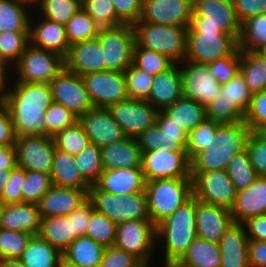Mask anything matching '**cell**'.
Wrapping results in <instances>:
<instances>
[{
  "instance_id": "2644e50d",
  "label": "cell",
  "mask_w": 266,
  "mask_h": 267,
  "mask_svg": "<svg viewBox=\"0 0 266 267\" xmlns=\"http://www.w3.org/2000/svg\"><path fill=\"white\" fill-rule=\"evenodd\" d=\"M248 257L250 267H266V241L249 240Z\"/></svg>"
},
{
  "instance_id": "979ff035",
  "label": "cell",
  "mask_w": 266,
  "mask_h": 267,
  "mask_svg": "<svg viewBox=\"0 0 266 267\" xmlns=\"http://www.w3.org/2000/svg\"><path fill=\"white\" fill-rule=\"evenodd\" d=\"M256 133L266 141V124L262 126Z\"/></svg>"
},
{
  "instance_id": "f5cc1de1",
  "label": "cell",
  "mask_w": 266,
  "mask_h": 267,
  "mask_svg": "<svg viewBox=\"0 0 266 267\" xmlns=\"http://www.w3.org/2000/svg\"><path fill=\"white\" fill-rule=\"evenodd\" d=\"M83 9L100 27L124 24L117 16L112 0H82Z\"/></svg>"
},
{
  "instance_id": "11e5206c",
  "label": "cell",
  "mask_w": 266,
  "mask_h": 267,
  "mask_svg": "<svg viewBox=\"0 0 266 267\" xmlns=\"http://www.w3.org/2000/svg\"><path fill=\"white\" fill-rule=\"evenodd\" d=\"M7 107V82L0 88V112Z\"/></svg>"
},
{
  "instance_id": "1f68e13d",
  "label": "cell",
  "mask_w": 266,
  "mask_h": 267,
  "mask_svg": "<svg viewBox=\"0 0 266 267\" xmlns=\"http://www.w3.org/2000/svg\"><path fill=\"white\" fill-rule=\"evenodd\" d=\"M52 185L76 189H90L91 185L83 178L76 166L74 156L55 149L51 169Z\"/></svg>"
},
{
  "instance_id": "8d00e7d4",
  "label": "cell",
  "mask_w": 266,
  "mask_h": 267,
  "mask_svg": "<svg viewBox=\"0 0 266 267\" xmlns=\"http://www.w3.org/2000/svg\"><path fill=\"white\" fill-rule=\"evenodd\" d=\"M240 73L252 95L266 90V57L261 52L241 51Z\"/></svg>"
},
{
  "instance_id": "2e32d148",
  "label": "cell",
  "mask_w": 266,
  "mask_h": 267,
  "mask_svg": "<svg viewBox=\"0 0 266 267\" xmlns=\"http://www.w3.org/2000/svg\"><path fill=\"white\" fill-rule=\"evenodd\" d=\"M49 85L53 101L64 105L77 117L95 108L82 77L65 67L51 80Z\"/></svg>"
},
{
  "instance_id": "7c38bea8",
  "label": "cell",
  "mask_w": 266,
  "mask_h": 267,
  "mask_svg": "<svg viewBox=\"0 0 266 267\" xmlns=\"http://www.w3.org/2000/svg\"><path fill=\"white\" fill-rule=\"evenodd\" d=\"M193 196L204 203L231 209L237 191L226 170L191 172Z\"/></svg>"
},
{
  "instance_id": "be15d7a7",
  "label": "cell",
  "mask_w": 266,
  "mask_h": 267,
  "mask_svg": "<svg viewBox=\"0 0 266 267\" xmlns=\"http://www.w3.org/2000/svg\"><path fill=\"white\" fill-rule=\"evenodd\" d=\"M99 267H145L133 254L114 245L106 247Z\"/></svg>"
},
{
  "instance_id": "681fc988",
  "label": "cell",
  "mask_w": 266,
  "mask_h": 267,
  "mask_svg": "<svg viewBox=\"0 0 266 267\" xmlns=\"http://www.w3.org/2000/svg\"><path fill=\"white\" fill-rule=\"evenodd\" d=\"M58 150L76 156L90 142L82 125L77 121L74 125L64 128L53 136Z\"/></svg>"
},
{
  "instance_id": "c3c4849f",
  "label": "cell",
  "mask_w": 266,
  "mask_h": 267,
  "mask_svg": "<svg viewBox=\"0 0 266 267\" xmlns=\"http://www.w3.org/2000/svg\"><path fill=\"white\" fill-rule=\"evenodd\" d=\"M116 231L117 224L107 216L96 210L91 213L87 224L86 236L105 247H110L114 245Z\"/></svg>"
},
{
  "instance_id": "db71d44e",
  "label": "cell",
  "mask_w": 266,
  "mask_h": 267,
  "mask_svg": "<svg viewBox=\"0 0 266 267\" xmlns=\"http://www.w3.org/2000/svg\"><path fill=\"white\" fill-rule=\"evenodd\" d=\"M218 122L205 118L195 129L188 133L186 152L190 160L210 145L211 136L220 126Z\"/></svg>"
},
{
  "instance_id": "816d5d0a",
  "label": "cell",
  "mask_w": 266,
  "mask_h": 267,
  "mask_svg": "<svg viewBox=\"0 0 266 267\" xmlns=\"http://www.w3.org/2000/svg\"><path fill=\"white\" fill-rule=\"evenodd\" d=\"M124 77L128 98L146 101L150 95L153 75L131 64L124 71Z\"/></svg>"
},
{
  "instance_id": "4fadbf2b",
  "label": "cell",
  "mask_w": 266,
  "mask_h": 267,
  "mask_svg": "<svg viewBox=\"0 0 266 267\" xmlns=\"http://www.w3.org/2000/svg\"><path fill=\"white\" fill-rule=\"evenodd\" d=\"M145 181L191 178V161L187 152L156 149L143 152L141 166Z\"/></svg>"
},
{
  "instance_id": "6f0895ef",
  "label": "cell",
  "mask_w": 266,
  "mask_h": 267,
  "mask_svg": "<svg viewBox=\"0 0 266 267\" xmlns=\"http://www.w3.org/2000/svg\"><path fill=\"white\" fill-rule=\"evenodd\" d=\"M219 93L232 103H236L245 113L250 107L253 96L240 72L221 85Z\"/></svg>"
},
{
  "instance_id": "03108f58",
  "label": "cell",
  "mask_w": 266,
  "mask_h": 267,
  "mask_svg": "<svg viewBox=\"0 0 266 267\" xmlns=\"http://www.w3.org/2000/svg\"><path fill=\"white\" fill-rule=\"evenodd\" d=\"M232 3L241 24L249 17L266 13V0H232Z\"/></svg>"
},
{
  "instance_id": "484cf974",
  "label": "cell",
  "mask_w": 266,
  "mask_h": 267,
  "mask_svg": "<svg viewBox=\"0 0 266 267\" xmlns=\"http://www.w3.org/2000/svg\"><path fill=\"white\" fill-rule=\"evenodd\" d=\"M146 181L141 168H116L103 170L94 184L100 191L123 196L145 192Z\"/></svg>"
},
{
  "instance_id": "d6986e66",
  "label": "cell",
  "mask_w": 266,
  "mask_h": 267,
  "mask_svg": "<svg viewBox=\"0 0 266 267\" xmlns=\"http://www.w3.org/2000/svg\"><path fill=\"white\" fill-rule=\"evenodd\" d=\"M17 165L29 170L51 174L55 142L51 136H24L15 142Z\"/></svg>"
},
{
  "instance_id": "003e7915",
  "label": "cell",
  "mask_w": 266,
  "mask_h": 267,
  "mask_svg": "<svg viewBox=\"0 0 266 267\" xmlns=\"http://www.w3.org/2000/svg\"><path fill=\"white\" fill-rule=\"evenodd\" d=\"M94 211L92 202L88 199L80 207L76 208L69 216L72 218L73 232H75V239L77 237L86 235L88 221L91 213Z\"/></svg>"
},
{
  "instance_id": "3957f363",
  "label": "cell",
  "mask_w": 266,
  "mask_h": 267,
  "mask_svg": "<svg viewBox=\"0 0 266 267\" xmlns=\"http://www.w3.org/2000/svg\"><path fill=\"white\" fill-rule=\"evenodd\" d=\"M156 247L162 245V261L178 262L196 234V198L192 196L156 226ZM161 240V242H160ZM161 243V244H160ZM158 244V245H157Z\"/></svg>"
},
{
  "instance_id": "680465c9",
  "label": "cell",
  "mask_w": 266,
  "mask_h": 267,
  "mask_svg": "<svg viewBox=\"0 0 266 267\" xmlns=\"http://www.w3.org/2000/svg\"><path fill=\"white\" fill-rule=\"evenodd\" d=\"M241 51L237 48L230 56L219 58L209 65L212 76L220 85L225 84L240 72Z\"/></svg>"
},
{
  "instance_id": "e7e4bbea",
  "label": "cell",
  "mask_w": 266,
  "mask_h": 267,
  "mask_svg": "<svg viewBox=\"0 0 266 267\" xmlns=\"http://www.w3.org/2000/svg\"><path fill=\"white\" fill-rule=\"evenodd\" d=\"M116 16L124 23L134 25L142 13L143 0H112Z\"/></svg>"
},
{
  "instance_id": "a7ac6f4b",
  "label": "cell",
  "mask_w": 266,
  "mask_h": 267,
  "mask_svg": "<svg viewBox=\"0 0 266 267\" xmlns=\"http://www.w3.org/2000/svg\"><path fill=\"white\" fill-rule=\"evenodd\" d=\"M242 224L248 240L266 241V214L248 218Z\"/></svg>"
},
{
  "instance_id": "83f0119b",
  "label": "cell",
  "mask_w": 266,
  "mask_h": 267,
  "mask_svg": "<svg viewBox=\"0 0 266 267\" xmlns=\"http://www.w3.org/2000/svg\"><path fill=\"white\" fill-rule=\"evenodd\" d=\"M248 242L244 225L233 222L219 241L220 267H250Z\"/></svg>"
},
{
  "instance_id": "6da1fadb",
  "label": "cell",
  "mask_w": 266,
  "mask_h": 267,
  "mask_svg": "<svg viewBox=\"0 0 266 267\" xmlns=\"http://www.w3.org/2000/svg\"><path fill=\"white\" fill-rule=\"evenodd\" d=\"M11 79L6 81L7 108L16 138L46 136L45 111L53 102L50 85L10 82Z\"/></svg>"
},
{
  "instance_id": "91938a15",
  "label": "cell",
  "mask_w": 266,
  "mask_h": 267,
  "mask_svg": "<svg viewBox=\"0 0 266 267\" xmlns=\"http://www.w3.org/2000/svg\"><path fill=\"white\" fill-rule=\"evenodd\" d=\"M26 169L16 165L9 174L4 191L1 195V202L4 205L23 203L22 185L25 179Z\"/></svg>"
},
{
  "instance_id": "4316f807",
  "label": "cell",
  "mask_w": 266,
  "mask_h": 267,
  "mask_svg": "<svg viewBox=\"0 0 266 267\" xmlns=\"http://www.w3.org/2000/svg\"><path fill=\"white\" fill-rule=\"evenodd\" d=\"M230 212L235 223L266 214V176H259L246 189L238 191Z\"/></svg>"
},
{
  "instance_id": "7402d4cb",
  "label": "cell",
  "mask_w": 266,
  "mask_h": 267,
  "mask_svg": "<svg viewBox=\"0 0 266 267\" xmlns=\"http://www.w3.org/2000/svg\"><path fill=\"white\" fill-rule=\"evenodd\" d=\"M233 222L229 209L196 199V234L198 238L219 244L221 237Z\"/></svg>"
},
{
  "instance_id": "9f6ffc18",
  "label": "cell",
  "mask_w": 266,
  "mask_h": 267,
  "mask_svg": "<svg viewBox=\"0 0 266 267\" xmlns=\"http://www.w3.org/2000/svg\"><path fill=\"white\" fill-rule=\"evenodd\" d=\"M77 121V115L64 105L53 101L45 111L46 136L53 137L59 131L74 125Z\"/></svg>"
},
{
  "instance_id": "6125c7cd",
  "label": "cell",
  "mask_w": 266,
  "mask_h": 267,
  "mask_svg": "<svg viewBox=\"0 0 266 267\" xmlns=\"http://www.w3.org/2000/svg\"><path fill=\"white\" fill-rule=\"evenodd\" d=\"M244 122L251 132H257L266 124V90L253 94Z\"/></svg>"
},
{
  "instance_id": "d6a6232c",
  "label": "cell",
  "mask_w": 266,
  "mask_h": 267,
  "mask_svg": "<svg viewBox=\"0 0 266 267\" xmlns=\"http://www.w3.org/2000/svg\"><path fill=\"white\" fill-rule=\"evenodd\" d=\"M106 247L86 235L77 237L62 253V259L81 267H99Z\"/></svg>"
},
{
  "instance_id": "bcb514c9",
  "label": "cell",
  "mask_w": 266,
  "mask_h": 267,
  "mask_svg": "<svg viewBox=\"0 0 266 267\" xmlns=\"http://www.w3.org/2000/svg\"><path fill=\"white\" fill-rule=\"evenodd\" d=\"M246 113L220 93L206 106V118L219 124H235L244 121Z\"/></svg>"
},
{
  "instance_id": "74e56055",
  "label": "cell",
  "mask_w": 266,
  "mask_h": 267,
  "mask_svg": "<svg viewBox=\"0 0 266 267\" xmlns=\"http://www.w3.org/2000/svg\"><path fill=\"white\" fill-rule=\"evenodd\" d=\"M219 244L196 237L178 261L186 267H220Z\"/></svg>"
},
{
  "instance_id": "ac0fdd59",
  "label": "cell",
  "mask_w": 266,
  "mask_h": 267,
  "mask_svg": "<svg viewBox=\"0 0 266 267\" xmlns=\"http://www.w3.org/2000/svg\"><path fill=\"white\" fill-rule=\"evenodd\" d=\"M182 75L183 97L197 101L203 106L211 103L221 88L210 70L208 64L189 61L179 63Z\"/></svg>"
},
{
  "instance_id": "277c9868",
  "label": "cell",
  "mask_w": 266,
  "mask_h": 267,
  "mask_svg": "<svg viewBox=\"0 0 266 267\" xmlns=\"http://www.w3.org/2000/svg\"><path fill=\"white\" fill-rule=\"evenodd\" d=\"M148 214L157 226L193 196L192 178L146 181Z\"/></svg>"
},
{
  "instance_id": "9c48e42d",
  "label": "cell",
  "mask_w": 266,
  "mask_h": 267,
  "mask_svg": "<svg viewBox=\"0 0 266 267\" xmlns=\"http://www.w3.org/2000/svg\"><path fill=\"white\" fill-rule=\"evenodd\" d=\"M97 38L103 50L105 71L124 72L133 64L136 35L133 25L100 27Z\"/></svg>"
},
{
  "instance_id": "34e18365",
  "label": "cell",
  "mask_w": 266,
  "mask_h": 267,
  "mask_svg": "<svg viewBox=\"0 0 266 267\" xmlns=\"http://www.w3.org/2000/svg\"><path fill=\"white\" fill-rule=\"evenodd\" d=\"M12 169H5L0 170V198L4 191V187L7 184V181L9 180V174Z\"/></svg>"
},
{
  "instance_id": "b9fcfbb0",
  "label": "cell",
  "mask_w": 266,
  "mask_h": 267,
  "mask_svg": "<svg viewBox=\"0 0 266 267\" xmlns=\"http://www.w3.org/2000/svg\"><path fill=\"white\" fill-rule=\"evenodd\" d=\"M9 72L7 70H0V88L6 83Z\"/></svg>"
},
{
  "instance_id": "30bf717a",
  "label": "cell",
  "mask_w": 266,
  "mask_h": 267,
  "mask_svg": "<svg viewBox=\"0 0 266 267\" xmlns=\"http://www.w3.org/2000/svg\"><path fill=\"white\" fill-rule=\"evenodd\" d=\"M156 226L151 220H128L117 224L114 246L133 254L151 267L156 255ZM153 260V261H152Z\"/></svg>"
},
{
  "instance_id": "5bb4252c",
  "label": "cell",
  "mask_w": 266,
  "mask_h": 267,
  "mask_svg": "<svg viewBox=\"0 0 266 267\" xmlns=\"http://www.w3.org/2000/svg\"><path fill=\"white\" fill-rule=\"evenodd\" d=\"M187 138L188 133L159 110L156 124L140 133L136 140L142 152L162 148L172 152H186Z\"/></svg>"
},
{
  "instance_id": "9a60e30c",
  "label": "cell",
  "mask_w": 266,
  "mask_h": 267,
  "mask_svg": "<svg viewBox=\"0 0 266 267\" xmlns=\"http://www.w3.org/2000/svg\"><path fill=\"white\" fill-rule=\"evenodd\" d=\"M126 137H137L157 122L159 110L148 101L127 98L107 108Z\"/></svg>"
},
{
  "instance_id": "f1b7e54d",
  "label": "cell",
  "mask_w": 266,
  "mask_h": 267,
  "mask_svg": "<svg viewBox=\"0 0 266 267\" xmlns=\"http://www.w3.org/2000/svg\"><path fill=\"white\" fill-rule=\"evenodd\" d=\"M182 75L179 63L153 76L148 101L154 108L163 110L183 96Z\"/></svg>"
},
{
  "instance_id": "836d02e7",
  "label": "cell",
  "mask_w": 266,
  "mask_h": 267,
  "mask_svg": "<svg viewBox=\"0 0 266 267\" xmlns=\"http://www.w3.org/2000/svg\"><path fill=\"white\" fill-rule=\"evenodd\" d=\"M39 235L63 253L75 240L69 215L41 218Z\"/></svg>"
},
{
  "instance_id": "4dcf8cb0",
  "label": "cell",
  "mask_w": 266,
  "mask_h": 267,
  "mask_svg": "<svg viewBox=\"0 0 266 267\" xmlns=\"http://www.w3.org/2000/svg\"><path fill=\"white\" fill-rule=\"evenodd\" d=\"M41 217L37 204L17 203L4 205L1 215V228L38 235Z\"/></svg>"
},
{
  "instance_id": "ab89813d",
  "label": "cell",
  "mask_w": 266,
  "mask_h": 267,
  "mask_svg": "<svg viewBox=\"0 0 266 267\" xmlns=\"http://www.w3.org/2000/svg\"><path fill=\"white\" fill-rule=\"evenodd\" d=\"M30 10L28 6L16 0H0V33L29 31L32 12Z\"/></svg>"
},
{
  "instance_id": "8c879c8a",
  "label": "cell",
  "mask_w": 266,
  "mask_h": 267,
  "mask_svg": "<svg viewBox=\"0 0 266 267\" xmlns=\"http://www.w3.org/2000/svg\"><path fill=\"white\" fill-rule=\"evenodd\" d=\"M17 165L15 145L0 147V170L13 169Z\"/></svg>"
},
{
  "instance_id": "7dc6e473",
  "label": "cell",
  "mask_w": 266,
  "mask_h": 267,
  "mask_svg": "<svg viewBox=\"0 0 266 267\" xmlns=\"http://www.w3.org/2000/svg\"><path fill=\"white\" fill-rule=\"evenodd\" d=\"M175 62L168 56L154 50L140 47L137 43L134 46L133 65L153 76L171 68Z\"/></svg>"
},
{
  "instance_id": "94428289",
  "label": "cell",
  "mask_w": 266,
  "mask_h": 267,
  "mask_svg": "<svg viewBox=\"0 0 266 267\" xmlns=\"http://www.w3.org/2000/svg\"><path fill=\"white\" fill-rule=\"evenodd\" d=\"M246 150L256 173L259 176H266V141L256 132H251Z\"/></svg>"
},
{
  "instance_id": "f6af8a7d",
  "label": "cell",
  "mask_w": 266,
  "mask_h": 267,
  "mask_svg": "<svg viewBox=\"0 0 266 267\" xmlns=\"http://www.w3.org/2000/svg\"><path fill=\"white\" fill-rule=\"evenodd\" d=\"M74 159L83 178L91 186L94 185L103 172L101 148L89 142L80 153L74 156Z\"/></svg>"
},
{
  "instance_id": "d4e9b609",
  "label": "cell",
  "mask_w": 266,
  "mask_h": 267,
  "mask_svg": "<svg viewBox=\"0 0 266 267\" xmlns=\"http://www.w3.org/2000/svg\"><path fill=\"white\" fill-rule=\"evenodd\" d=\"M31 16L29 28L30 43L35 47L58 53L65 58L70 48L65 26L40 16L37 18L38 15L31 14Z\"/></svg>"
},
{
  "instance_id": "cb8c5ba5",
  "label": "cell",
  "mask_w": 266,
  "mask_h": 267,
  "mask_svg": "<svg viewBox=\"0 0 266 267\" xmlns=\"http://www.w3.org/2000/svg\"><path fill=\"white\" fill-rule=\"evenodd\" d=\"M64 61L65 68L79 76L105 71L103 50L97 37L70 45Z\"/></svg>"
},
{
  "instance_id": "603ad722",
  "label": "cell",
  "mask_w": 266,
  "mask_h": 267,
  "mask_svg": "<svg viewBox=\"0 0 266 267\" xmlns=\"http://www.w3.org/2000/svg\"><path fill=\"white\" fill-rule=\"evenodd\" d=\"M0 70H6V69L0 65Z\"/></svg>"
},
{
  "instance_id": "67dfc351",
  "label": "cell",
  "mask_w": 266,
  "mask_h": 267,
  "mask_svg": "<svg viewBox=\"0 0 266 267\" xmlns=\"http://www.w3.org/2000/svg\"><path fill=\"white\" fill-rule=\"evenodd\" d=\"M3 207H4V204L0 200V228H1V215H2Z\"/></svg>"
},
{
  "instance_id": "b9f144b4",
  "label": "cell",
  "mask_w": 266,
  "mask_h": 267,
  "mask_svg": "<svg viewBox=\"0 0 266 267\" xmlns=\"http://www.w3.org/2000/svg\"><path fill=\"white\" fill-rule=\"evenodd\" d=\"M81 7L82 0H41L32 13L65 26Z\"/></svg>"
},
{
  "instance_id": "5b68a950",
  "label": "cell",
  "mask_w": 266,
  "mask_h": 267,
  "mask_svg": "<svg viewBox=\"0 0 266 267\" xmlns=\"http://www.w3.org/2000/svg\"><path fill=\"white\" fill-rule=\"evenodd\" d=\"M192 18L187 32H224L237 41L241 23L232 0H192Z\"/></svg>"
},
{
  "instance_id": "89a4df30",
  "label": "cell",
  "mask_w": 266,
  "mask_h": 267,
  "mask_svg": "<svg viewBox=\"0 0 266 267\" xmlns=\"http://www.w3.org/2000/svg\"><path fill=\"white\" fill-rule=\"evenodd\" d=\"M16 136L11 121V116L6 107L0 112V147L15 145Z\"/></svg>"
},
{
  "instance_id": "deb4b68c",
  "label": "cell",
  "mask_w": 266,
  "mask_h": 267,
  "mask_svg": "<svg viewBox=\"0 0 266 267\" xmlns=\"http://www.w3.org/2000/svg\"><path fill=\"white\" fill-rule=\"evenodd\" d=\"M59 267H81V266L73 265V264L68 263L67 261L61 259V261L59 263Z\"/></svg>"
},
{
  "instance_id": "f907efd6",
  "label": "cell",
  "mask_w": 266,
  "mask_h": 267,
  "mask_svg": "<svg viewBox=\"0 0 266 267\" xmlns=\"http://www.w3.org/2000/svg\"><path fill=\"white\" fill-rule=\"evenodd\" d=\"M52 186L50 174L26 170L21 188L23 202L38 204Z\"/></svg>"
},
{
  "instance_id": "52a82bcc",
  "label": "cell",
  "mask_w": 266,
  "mask_h": 267,
  "mask_svg": "<svg viewBox=\"0 0 266 267\" xmlns=\"http://www.w3.org/2000/svg\"><path fill=\"white\" fill-rule=\"evenodd\" d=\"M89 200L94 210L104 214L116 224L128 220H150L146 192L119 196L100 191L92 185L89 189Z\"/></svg>"
},
{
  "instance_id": "603a6c76",
  "label": "cell",
  "mask_w": 266,
  "mask_h": 267,
  "mask_svg": "<svg viewBox=\"0 0 266 267\" xmlns=\"http://www.w3.org/2000/svg\"><path fill=\"white\" fill-rule=\"evenodd\" d=\"M89 199V189H76L53 185L40 199L41 218L69 215Z\"/></svg>"
},
{
  "instance_id": "f35d334b",
  "label": "cell",
  "mask_w": 266,
  "mask_h": 267,
  "mask_svg": "<svg viewBox=\"0 0 266 267\" xmlns=\"http://www.w3.org/2000/svg\"><path fill=\"white\" fill-rule=\"evenodd\" d=\"M266 48V13L249 17L241 24L238 49L261 52Z\"/></svg>"
},
{
  "instance_id": "ffe728a7",
  "label": "cell",
  "mask_w": 266,
  "mask_h": 267,
  "mask_svg": "<svg viewBox=\"0 0 266 267\" xmlns=\"http://www.w3.org/2000/svg\"><path fill=\"white\" fill-rule=\"evenodd\" d=\"M192 12V0H143L137 22L189 27Z\"/></svg>"
},
{
  "instance_id": "8fae6325",
  "label": "cell",
  "mask_w": 266,
  "mask_h": 267,
  "mask_svg": "<svg viewBox=\"0 0 266 267\" xmlns=\"http://www.w3.org/2000/svg\"><path fill=\"white\" fill-rule=\"evenodd\" d=\"M238 48V41L224 32H187L185 60L200 64L230 56Z\"/></svg>"
},
{
  "instance_id": "ee69618b",
  "label": "cell",
  "mask_w": 266,
  "mask_h": 267,
  "mask_svg": "<svg viewBox=\"0 0 266 267\" xmlns=\"http://www.w3.org/2000/svg\"><path fill=\"white\" fill-rule=\"evenodd\" d=\"M226 172L237 192L246 189L259 177L250 162L246 149L234 155Z\"/></svg>"
},
{
  "instance_id": "2a66077c",
  "label": "cell",
  "mask_w": 266,
  "mask_h": 267,
  "mask_svg": "<svg viewBox=\"0 0 266 267\" xmlns=\"http://www.w3.org/2000/svg\"><path fill=\"white\" fill-rule=\"evenodd\" d=\"M19 3H22L26 6H28L31 10L36 9V7L40 4L41 0H16ZM35 8H34V7ZM34 8V9H33Z\"/></svg>"
},
{
  "instance_id": "e575fe53",
  "label": "cell",
  "mask_w": 266,
  "mask_h": 267,
  "mask_svg": "<svg viewBox=\"0 0 266 267\" xmlns=\"http://www.w3.org/2000/svg\"><path fill=\"white\" fill-rule=\"evenodd\" d=\"M162 111L171 118V122L183 128L187 133L206 118L205 106L183 96Z\"/></svg>"
},
{
  "instance_id": "09005b40",
  "label": "cell",
  "mask_w": 266,
  "mask_h": 267,
  "mask_svg": "<svg viewBox=\"0 0 266 267\" xmlns=\"http://www.w3.org/2000/svg\"><path fill=\"white\" fill-rule=\"evenodd\" d=\"M163 266L164 267H186L179 262H164Z\"/></svg>"
},
{
  "instance_id": "11a10c76",
  "label": "cell",
  "mask_w": 266,
  "mask_h": 267,
  "mask_svg": "<svg viewBox=\"0 0 266 267\" xmlns=\"http://www.w3.org/2000/svg\"><path fill=\"white\" fill-rule=\"evenodd\" d=\"M32 236L30 233L0 228V259H19Z\"/></svg>"
},
{
  "instance_id": "d590c367",
  "label": "cell",
  "mask_w": 266,
  "mask_h": 267,
  "mask_svg": "<svg viewBox=\"0 0 266 267\" xmlns=\"http://www.w3.org/2000/svg\"><path fill=\"white\" fill-rule=\"evenodd\" d=\"M19 259L24 267H59L62 253L38 234L32 236Z\"/></svg>"
},
{
  "instance_id": "44dd1931",
  "label": "cell",
  "mask_w": 266,
  "mask_h": 267,
  "mask_svg": "<svg viewBox=\"0 0 266 267\" xmlns=\"http://www.w3.org/2000/svg\"><path fill=\"white\" fill-rule=\"evenodd\" d=\"M78 122L82 125L89 141L100 148L126 137L107 108H93L79 116Z\"/></svg>"
},
{
  "instance_id": "60d3db41",
  "label": "cell",
  "mask_w": 266,
  "mask_h": 267,
  "mask_svg": "<svg viewBox=\"0 0 266 267\" xmlns=\"http://www.w3.org/2000/svg\"><path fill=\"white\" fill-rule=\"evenodd\" d=\"M30 43L29 31L0 33V65L8 72L20 59Z\"/></svg>"
},
{
  "instance_id": "7a4b0ae2",
  "label": "cell",
  "mask_w": 266,
  "mask_h": 267,
  "mask_svg": "<svg viewBox=\"0 0 266 267\" xmlns=\"http://www.w3.org/2000/svg\"><path fill=\"white\" fill-rule=\"evenodd\" d=\"M250 133L244 121L221 124L211 136L210 145L190 160L191 172L226 170L234 155L246 149Z\"/></svg>"
},
{
  "instance_id": "753ad0ef",
  "label": "cell",
  "mask_w": 266,
  "mask_h": 267,
  "mask_svg": "<svg viewBox=\"0 0 266 267\" xmlns=\"http://www.w3.org/2000/svg\"><path fill=\"white\" fill-rule=\"evenodd\" d=\"M0 267H24L20 259L6 258L0 259Z\"/></svg>"
},
{
  "instance_id": "7bdbcfd3",
  "label": "cell",
  "mask_w": 266,
  "mask_h": 267,
  "mask_svg": "<svg viewBox=\"0 0 266 267\" xmlns=\"http://www.w3.org/2000/svg\"><path fill=\"white\" fill-rule=\"evenodd\" d=\"M100 26L81 7L65 25L66 37L70 45L96 38Z\"/></svg>"
},
{
  "instance_id": "8992f818",
  "label": "cell",
  "mask_w": 266,
  "mask_h": 267,
  "mask_svg": "<svg viewBox=\"0 0 266 267\" xmlns=\"http://www.w3.org/2000/svg\"><path fill=\"white\" fill-rule=\"evenodd\" d=\"M133 27L136 43L140 47L164 54L175 63H181L185 60L188 27L148 22H136Z\"/></svg>"
},
{
  "instance_id": "e0dca14e",
  "label": "cell",
  "mask_w": 266,
  "mask_h": 267,
  "mask_svg": "<svg viewBox=\"0 0 266 267\" xmlns=\"http://www.w3.org/2000/svg\"><path fill=\"white\" fill-rule=\"evenodd\" d=\"M81 77L95 108H108L128 98L124 72L106 70Z\"/></svg>"
},
{
  "instance_id": "f546056e",
  "label": "cell",
  "mask_w": 266,
  "mask_h": 267,
  "mask_svg": "<svg viewBox=\"0 0 266 267\" xmlns=\"http://www.w3.org/2000/svg\"><path fill=\"white\" fill-rule=\"evenodd\" d=\"M142 154L136 137H125L121 141L101 147L103 170L141 168Z\"/></svg>"
},
{
  "instance_id": "ba28073f",
  "label": "cell",
  "mask_w": 266,
  "mask_h": 267,
  "mask_svg": "<svg viewBox=\"0 0 266 267\" xmlns=\"http://www.w3.org/2000/svg\"><path fill=\"white\" fill-rule=\"evenodd\" d=\"M65 67L64 57L58 53L27 45L19 61L10 69L16 78L11 82L46 83Z\"/></svg>"
},
{
  "instance_id": "b62a3aed",
  "label": "cell",
  "mask_w": 266,
  "mask_h": 267,
  "mask_svg": "<svg viewBox=\"0 0 266 267\" xmlns=\"http://www.w3.org/2000/svg\"><path fill=\"white\" fill-rule=\"evenodd\" d=\"M261 53L266 57V48H264Z\"/></svg>"
}]
</instances>
